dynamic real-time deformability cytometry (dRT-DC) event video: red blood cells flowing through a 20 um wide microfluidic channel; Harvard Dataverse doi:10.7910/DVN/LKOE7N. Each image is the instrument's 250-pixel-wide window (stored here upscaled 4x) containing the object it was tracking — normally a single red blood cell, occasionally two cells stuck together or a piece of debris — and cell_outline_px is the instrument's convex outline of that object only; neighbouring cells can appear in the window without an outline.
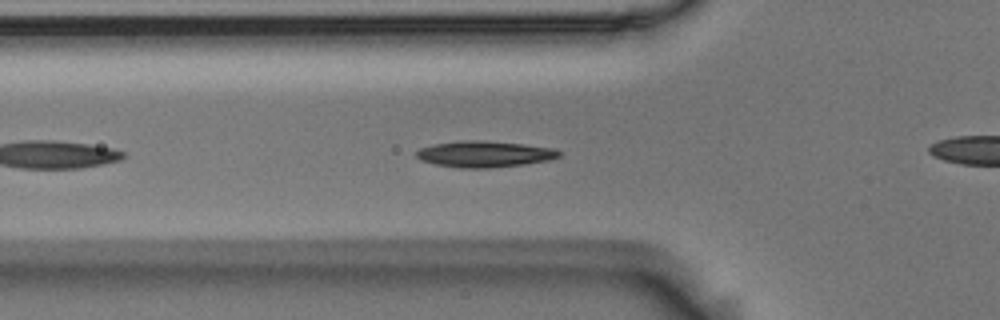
{"species": "Egyptian fruit bat (a non-hibernating species)", "species_latin": "Rousettus aegyptiacus", "temperature_condition": "room temperature", "stored_images_in_passage": 39, "camera_frame_rate_fps": 3000, "um_per_image_px": 0.085, "animal": {"sex": "male"}, "frame": {"image": 1, "passage_image": 2, "time_ms": 0.333, "image_size_px": [1000, 320], "cell_outline_px": [[560, 156], [548, 160], [524, 164], [488, 168], [460, 168], [436, 164], [420, 160], [416, 156], [416, 152], [420, 148], [432, 144], [464, 140], [484, 140], [524, 144], [556, 148], [560, 152]], "centroid_in_image_um": [41.18, 13.09], "position_along_channel_um": 84.6, "area_um2": 21.85}}
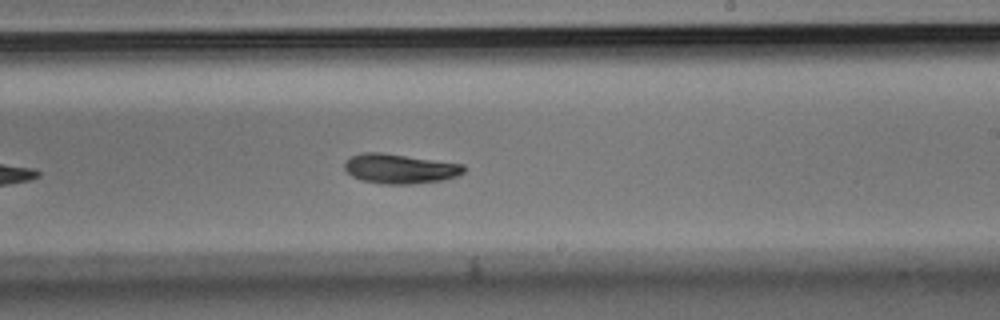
{"frame": {"image": 2, "passage_image": 16, "time_ms": 5.0, "image_size_px": [1000, 320], "cell_outline_px": [[464, 172], [460, 176], [444, 180], [412, 184], [384, 184], [360, 180], [352, 176], [344, 168], [344, 164], [352, 156], [364, 152], [380, 152], [464, 164]], "centroid_in_image_um": [34.02, 14.35], "position_along_channel_um": 255.0, "area_um2": 20.63}}
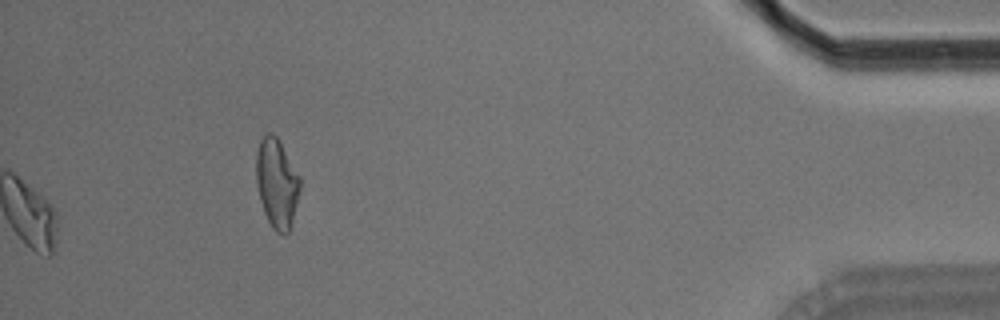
{"frame": {"image": 3, "passage_image": 39, "time_ms": 12.667, "image_size_px": [1000, 320], "cell_outline_px": [[300, 188], [292, 220], [288, 232], [284, 236], [276, 232], [272, 228], [264, 212], [260, 200], [256, 184], [256, 152], [260, 140], [268, 132], [272, 132], [276, 136], [300, 176]], "centroid_in_image_um": [23.51, 15.57], "position_along_channel_um": 411.7, "area_um2": 22.66}}